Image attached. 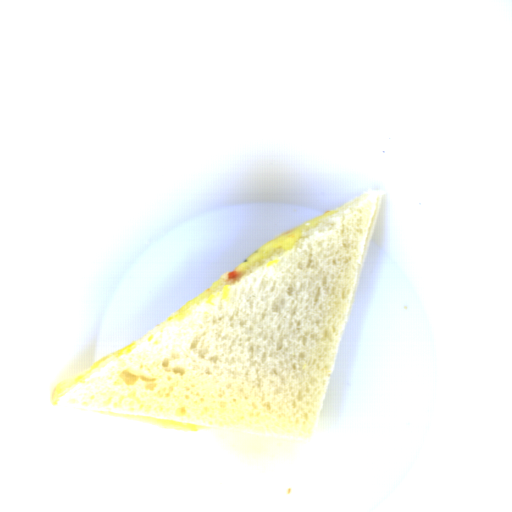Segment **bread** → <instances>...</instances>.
<instances>
[{
	"label": "bread",
	"mask_w": 512,
	"mask_h": 512,
	"mask_svg": "<svg viewBox=\"0 0 512 512\" xmlns=\"http://www.w3.org/2000/svg\"><path fill=\"white\" fill-rule=\"evenodd\" d=\"M382 202L369 192L230 272L50 393L53 406L306 438L322 411Z\"/></svg>",
	"instance_id": "obj_1"
}]
</instances>
